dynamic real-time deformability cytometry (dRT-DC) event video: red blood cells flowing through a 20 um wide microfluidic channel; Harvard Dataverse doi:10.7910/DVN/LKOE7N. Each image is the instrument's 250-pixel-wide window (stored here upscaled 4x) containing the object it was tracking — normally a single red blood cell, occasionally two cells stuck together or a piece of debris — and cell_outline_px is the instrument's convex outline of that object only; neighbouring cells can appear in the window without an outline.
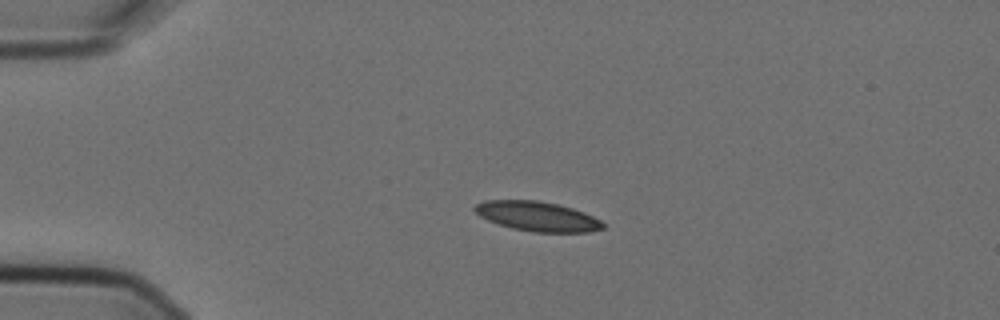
{"species": "Egyptian fruit bat (a non-hibernating species)", "species_latin": "Rousettus aegyptiacus", "temperature_condition": "cold", "stored_images_in_passage": 4, "camera_frame_rate_fps": 3000, "um_per_image_px": 0.085, "animal": {"sex": "female"}, "frame": {"image": 1, "passage_image": 3, "time_ms": 0.667, "image_size_px": [1000, 320], "cell_outline_px": [[604, 228], [588, 232], [532, 232], [512, 228], [488, 220], [480, 216], [472, 208], [476, 204], [484, 200], [536, 200], [560, 204], [584, 212], [600, 220], [604, 224]], "centroid_in_image_um": [45.67, 18.38], "position_along_channel_um": 39.3, "area_um2": 22.14}}